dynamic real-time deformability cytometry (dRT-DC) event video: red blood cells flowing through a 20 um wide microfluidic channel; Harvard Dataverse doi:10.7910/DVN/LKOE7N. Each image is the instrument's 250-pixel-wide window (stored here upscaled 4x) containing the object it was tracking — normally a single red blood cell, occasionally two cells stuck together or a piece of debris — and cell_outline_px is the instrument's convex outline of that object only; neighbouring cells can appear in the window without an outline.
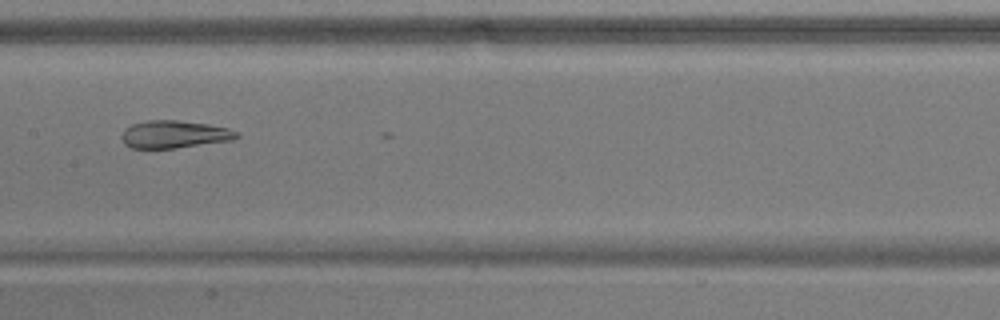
{"species": "common noctule bat (a hibernating species)", "species_latin": "Nyctalus noctula", "temperature_condition": "warm", "stored_images_in_passage": 16, "camera_frame_rate_fps": 3000, "um_per_image_px": 0.085, "animal": {"sex": "male", "body_mass_g": 17.9}, "frame": {"image": 1, "passage_image": 13, "time_ms": 4.0, "image_size_px": [1000, 320], "cell_outline_px": [[240, 136], [236, 140], [176, 148], [132, 148], [124, 144], [120, 136], [124, 128], [132, 124], [148, 120], [176, 120], [208, 124], [228, 128], [236, 132]], "centroid_in_image_um": [14.81, 11.42], "position_along_channel_um": 192.6, "area_um2": 18.67}}